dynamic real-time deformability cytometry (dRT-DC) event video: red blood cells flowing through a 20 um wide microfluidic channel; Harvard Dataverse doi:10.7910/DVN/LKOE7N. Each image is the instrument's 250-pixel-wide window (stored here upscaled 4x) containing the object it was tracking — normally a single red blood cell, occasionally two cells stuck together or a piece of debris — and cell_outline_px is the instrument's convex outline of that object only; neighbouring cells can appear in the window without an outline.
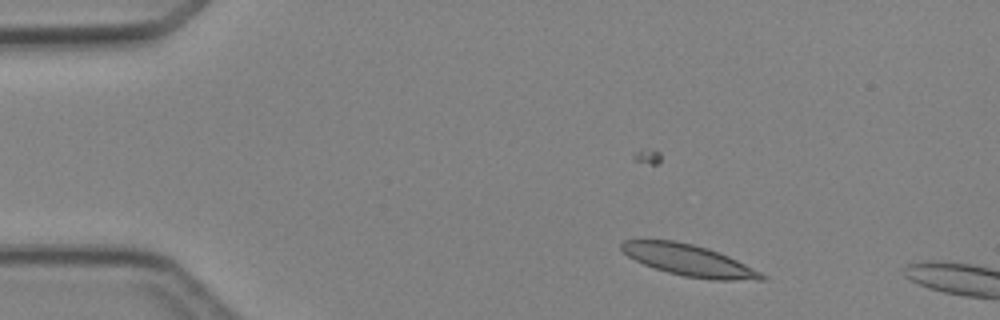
{"species": "Egyptian fruit bat (a non-hibernating species)", "species_latin": "Rousettus aegyptiacus", "temperature_condition": "cold", "stored_images_in_passage": 5, "camera_frame_rate_fps": 3000, "um_per_image_px": 0.085, "animal": {"sex": "female"}, "frame": {"image": 1, "passage_image": 3, "time_ms": 2.333, "image_size_px": [1000, 320], "cell_outline_px": [[768, 280], [712, 280], [684, 276], [668, 272], [644, 264], [628, 256], [620, 248], [620, 244], [624, 240], [672, 240], [692, 244], [708, 248], [728, 256], [768, 276]], "centroid_in_image_um": [58.58, 22.13], "position_along_channel_um": 26.4, "area_um2": 25.37}}